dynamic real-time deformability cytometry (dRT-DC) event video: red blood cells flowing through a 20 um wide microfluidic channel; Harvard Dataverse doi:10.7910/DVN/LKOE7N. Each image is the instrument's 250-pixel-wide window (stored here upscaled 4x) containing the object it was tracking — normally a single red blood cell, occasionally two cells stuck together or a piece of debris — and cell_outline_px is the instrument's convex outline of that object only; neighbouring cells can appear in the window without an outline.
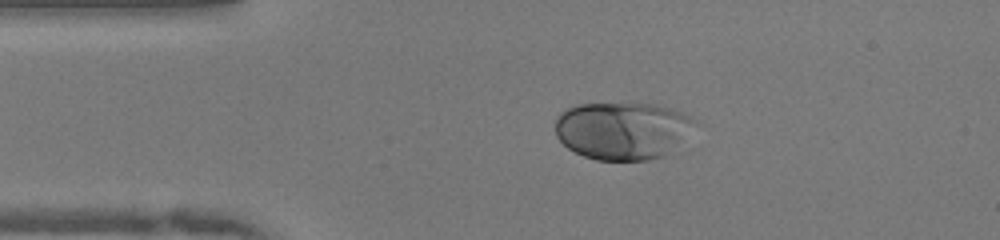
{"species": "human", "species_latin": "Homo sapiens", "temperature_condition": "warm", "stored_images_in_passage": 48, "camera_frame_rate_fps": 3000, "um_per_image_px": 0.085, "donor": {"sex": "female"}, "frame": {"image": 1, "passage_image": 8, "time_ms": 2.333, "image_size_px": [1000, 240], "cell_outline_px": [[700, 124], [664, 156], [648, 160], [596, 160], [584, 156], [568, 148], [556, 136], [556, 116], [564, 108], [572, 104], [656, 104], [672, 108], [684, 112], [700, 120]], "centroid_in_image_um": [52.95, 11.07], "position_along_channel_um": 32.0, "area_um2": 47.45}}
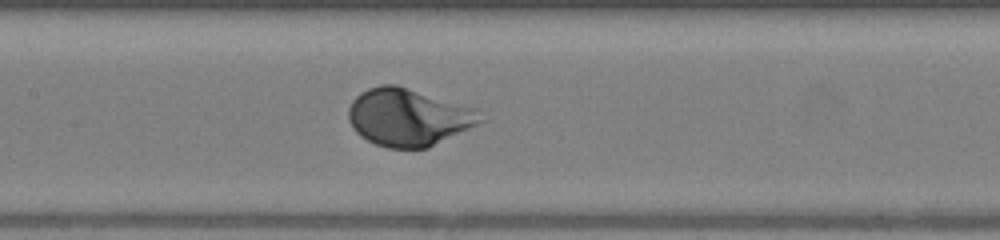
{"frame": {"image": 2, "passage_image": 21, "time_ms": 6.667, "image_size_px": [1000, 240], "cell_outline_px": [[484, 120], [428, 148], [388, 148], [376, 144], [360, 136], [352, 128], [348, 120], [348, 108], [352, 100], [360, 92], [368, 88], [380, 84], [396, 84], [472, 108]], "centroid_in_image_um": [34.61, 9.96], "position_along_channel_um": 172.8, "area_um2": 43.52}}
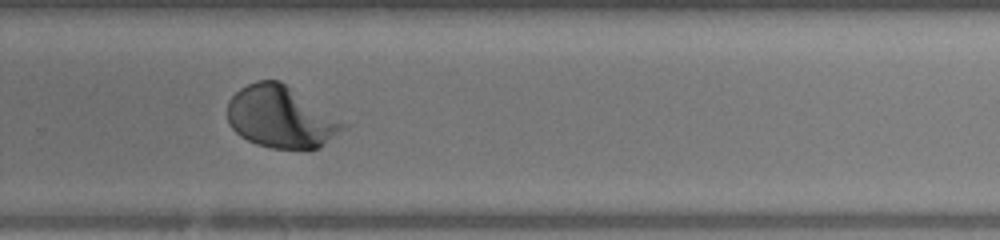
{"frame": {"image": 3, "passage_image": 31, "time_ms": 10.0, "image_size_px": [1000, 240], "cell_outline_px": [[344, 128], [320, 148], [272, 148], [256, 144], [240, 136], [228, 124], [228, 100], [240, 88], [256, 80], [280, 80], [344, 124]], "centroid_in_image_um": [23.78, 9.95], "position_along_channel_um": 306.0, "area_um2": 40.69}}